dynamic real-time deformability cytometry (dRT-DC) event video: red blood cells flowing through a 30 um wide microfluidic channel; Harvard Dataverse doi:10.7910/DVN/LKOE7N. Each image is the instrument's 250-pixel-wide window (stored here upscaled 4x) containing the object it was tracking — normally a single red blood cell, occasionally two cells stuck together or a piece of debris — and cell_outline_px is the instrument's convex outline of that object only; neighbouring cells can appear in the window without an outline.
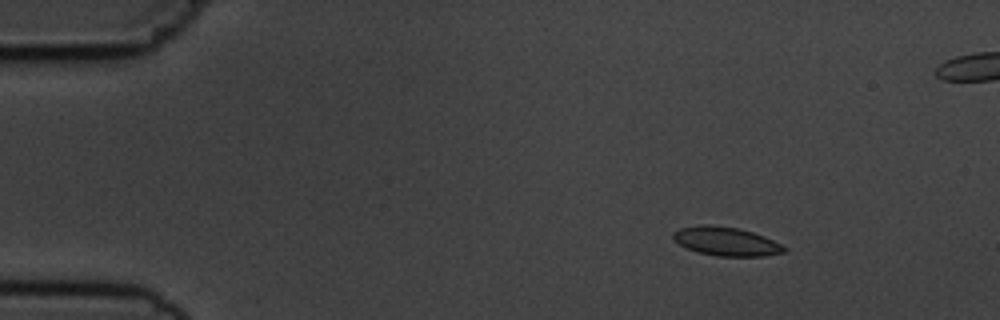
{"species": "common noctule bat (a hibernating species)", "species_latin": "Nyctalus noctula", "temperature_condition": "cold", "stored_images_in_passage": 5, "camera_frame_rate_fps": 3000, "um_per_image_px": 0.085, "animal": {"sex": "male", "body_mass_g": 19.5, "forearm_length_mm": 54.6}, "frame": {"image": 1, "passage_image": 2, "time_ms": 1.0, "image_size_px": [1000, 320], "cell_outline_px": [[788, 248], [784, 252], [764, 256], [716, 256], [700, 252], [688, 248], [680, 244], [672, 236], [672, 232], [680, 228], [700, 224], [708, 224], [736, 228], [752, 232], [764, 236]], "centroid_in_image_um": [61.72, 20.51], "position_along_channel_um": 23.3, "area_um2": 18.38}}